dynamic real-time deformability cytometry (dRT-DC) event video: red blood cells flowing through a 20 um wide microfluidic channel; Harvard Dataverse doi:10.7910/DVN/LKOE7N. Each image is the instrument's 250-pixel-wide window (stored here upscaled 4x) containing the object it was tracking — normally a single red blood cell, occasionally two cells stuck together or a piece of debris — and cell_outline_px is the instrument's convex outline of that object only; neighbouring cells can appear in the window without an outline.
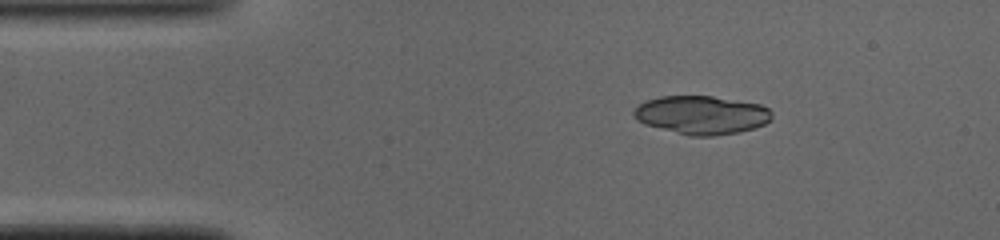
{"species": "common noctule bat (a hibernating species)", "species_latin": "Nyctalus noctula", "temperature_condition": "cold", "stored_images_in_passage": 42, "camera_frame_rate_fps": 3000, "um_per_image_px": 0.085, "animal": {"sex": "male", "body_mass_g": 19.0, "forearm_length_mm": 50.8}, "frame": {"image": 1, "passage_image": 1, "time_ms": 0.0, "image_size_px": [1000, 240], "cell_outline_px": [[772, 120], [764, 124], [740, 132], [712, 136], [688, 136], [644, 124], [636, 120], [632, 116], [632, 112], [644, 100], [660, 96], [712, 96], [760, 104], [768, 108], [772, 112]], "centroid_in_image_um": [59.61, 9.77], "position_along_channel_um": 25.4, "area_um2": 31.15}}